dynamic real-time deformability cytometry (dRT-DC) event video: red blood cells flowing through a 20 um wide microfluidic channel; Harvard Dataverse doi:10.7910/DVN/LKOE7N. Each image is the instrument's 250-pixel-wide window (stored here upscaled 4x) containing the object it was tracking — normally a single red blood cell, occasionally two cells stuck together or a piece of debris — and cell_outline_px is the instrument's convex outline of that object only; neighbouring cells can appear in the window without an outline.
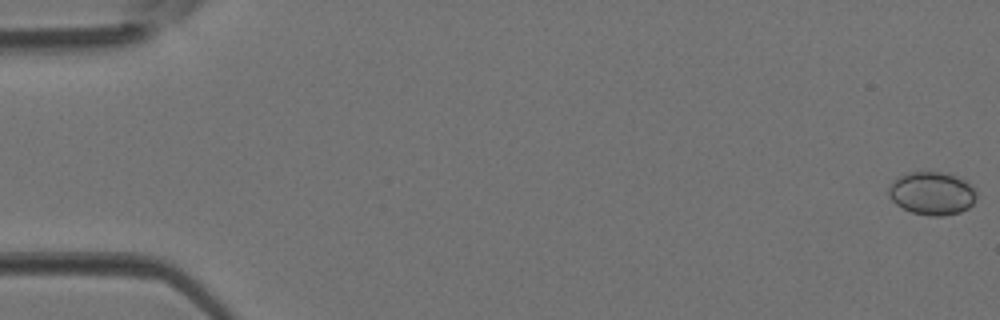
{"species": "Egyptian fruit bat (a non-hibernating species)", "species_latin": "Rousettus aegyptiacus", "temperature_condition": "room temperature", "stored_images_in_passage": 4, "camera_frame_rate_fps": 3000, "um_per_image_px": 0.085, "animal": {"sex": "female"}, "frame": {"image": 1, "passage_image": 1, "time_ms": 0.0, "image_size_px": [1000, 320], "cell_outline_px": [[976, 196], [972, 204], [968, 208], [960, 212], [944, 216], [932, 216], [912, 212], [896, 204], [892, 200], [888, 192], [888, 188], [904, 172], [940, 172], [964, 180], [976, 192]], "centroid_in_image_um": [79.2, 16.45], "position_along_channel_um": 5.8, "area_um2": 21.62}}
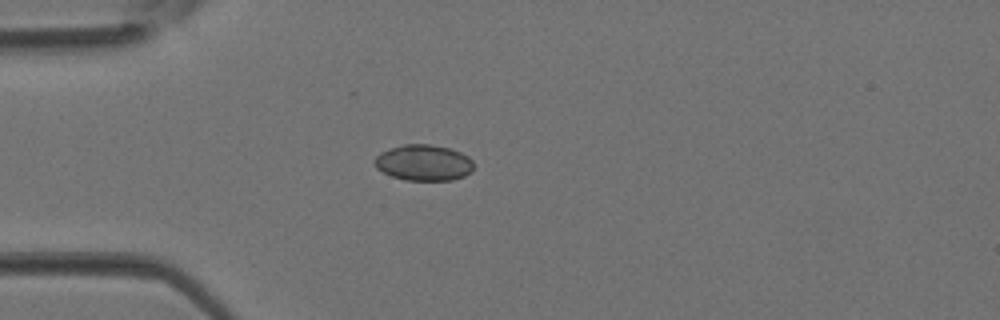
{"frame": {"image": 2, "passage_image": 4, "time_ms": 1.0, "image_size_px": [1000, 320], "cell_outline_px": [[472, 172], [464, 176], [452, 180], [404, 180], [392, 176], [376, 168], [372, 164], [372, 160], [380, 152], [404, 144], [428, 144], [448, 148], [460, 152], [468, 156], [472, 160]], "centroid_in_image_um": [35.98, 13.83], "position_along_channel_um": 49.0, "area_um2": 20.81}}